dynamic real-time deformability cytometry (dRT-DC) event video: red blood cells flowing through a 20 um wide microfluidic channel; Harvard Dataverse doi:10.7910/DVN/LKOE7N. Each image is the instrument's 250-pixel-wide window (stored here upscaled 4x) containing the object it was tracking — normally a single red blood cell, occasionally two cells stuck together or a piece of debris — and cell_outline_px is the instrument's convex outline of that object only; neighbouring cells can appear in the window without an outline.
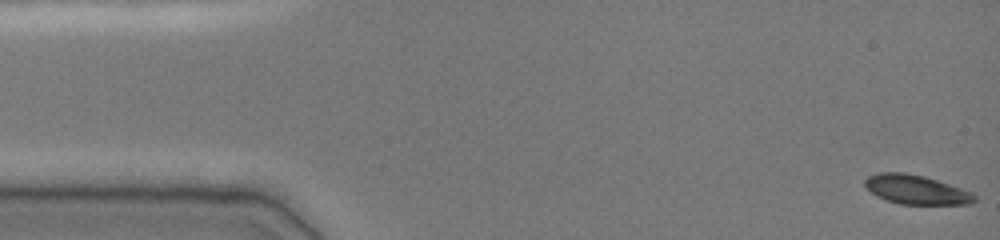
{"species": "common noctule bat (a hibernating species)", "species_latin": "Nyctalus noctula", "temperature_condition": "cold", "stored_images_in_passage": 18, "camera_frame_rate_fps": 3000, "um_per_image_px": 0.085, "animal": {"sex": "female", "body_mass_g": 19.0, "forearm_length_mm": 51.5}, "frame": {"image": 1, "passage_image": 1, "time_ms": 0.0, "image_size_px": [1000, 240], "cell_outline_px": [[976, 200], [972, 204], [900, 204], [876, 196], [864, 184], [864, 180], [868, 176], [876, 172], [904, 172], [924, 176], [972, 192], [976, 196]], "centroid_in_image_um": [77.86, 16.11], "position_along_channel_um": 7.1, "area_um2": 18.55}}
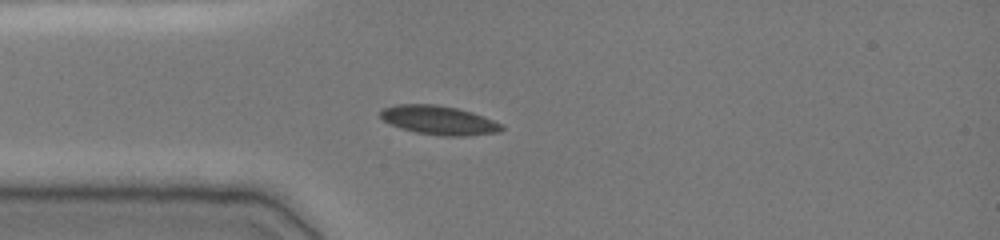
{"frame": {"image": 2, "passage_image": 13, "time_ms": 4.0, "image_size_px": [1000, 240], "cell_outline_px": [[504, 128], [500, 132], [464, 136], [444, 136], [416, 132], [400, 128], [384, 120], [380, 116], [380, 112], [384, 108], [396, 104], [436, 104], [456, 108], [472, 112], [504, 124]], "centroid_in_image_um": [37.34, 10.22], "position_along_channel_um": 47.7, "area_um2": 20.4}}
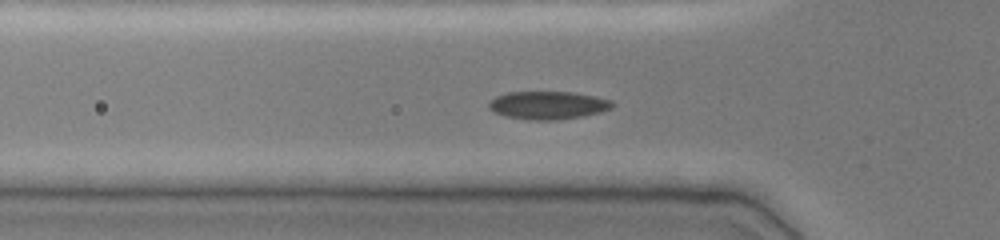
{"frame": {"image": 3, "passage_image": 16, "time_ms": 5.0, "image_size_px": [1000, 240], "cell_outline_px": [[616, 104], [612, 108], [600, 112], [580, 116], [556, 120], [532, 120], [508, 116], [496, 112], [488, 108], [488, 104], [496, 96], [508, 92], [572, 92], [596, 96], [612, 100]], "centroid_in_image_um": [46.62, 8.93], "position_along_channel_um": 79.2, "area_um2": 20.0}}